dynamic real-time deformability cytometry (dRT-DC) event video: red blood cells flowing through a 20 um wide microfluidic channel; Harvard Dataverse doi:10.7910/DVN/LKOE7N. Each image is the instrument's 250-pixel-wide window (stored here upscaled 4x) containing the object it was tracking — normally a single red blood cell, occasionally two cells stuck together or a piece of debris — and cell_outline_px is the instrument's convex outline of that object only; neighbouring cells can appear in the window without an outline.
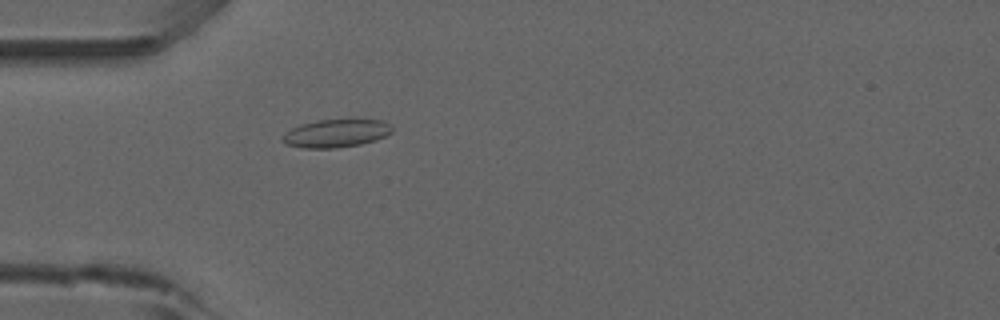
{"species": "common noctule bat (a hibernating species)", "species_latin": "Nyctalus noctula", "temperature_condition": "room temperature", "stored_images_in_passage": 53, "camera_frame_rate_fps": 3000, "um_per_image_px": 0.085, "animal": {"sex": "male", "forearm_length_mm": 52.5}, "frame": {"image": 1, "passage_image": 16, "time_ms": 5.0, "image_size_px": [1000, 320], "cell_outline_px": [[392, 132], [376, 140], [360, 144], [336, 148], [304, 148], [288, 144], [280, 140], [292, 128], [300, 124], [316, 120], [352, 116], [384, 120], [392, 128]], "centroid_in_image_um": [28.64, 11.27], "position_along_channel_um": 56.4, "area_um2": 18.61}}
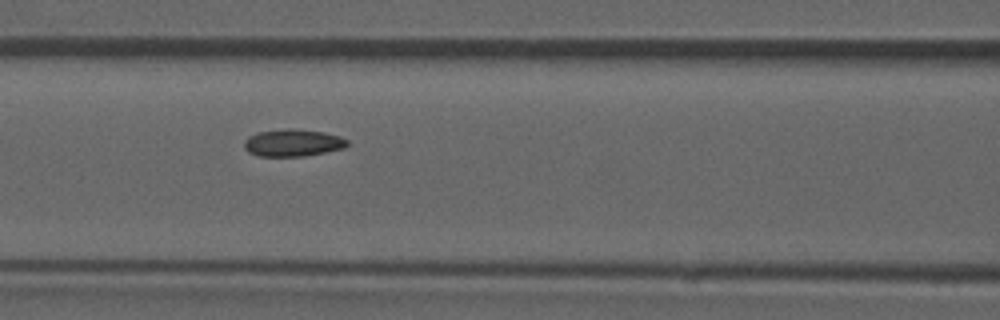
{"frame": {"image": 2, "passage_image": 23, "time_ms": 7.333, "image_size_px": [1000, 320], "cell_outline_px": [[348, 144], [344, 148], [304, 156], [256, 156], [248, 152], [244, 148], [244, 140], [248, 136], [260, 132], [288, 128], [292, 128], [324, 132], [340, 136], [348, 140]], "centroid_in_image_um": [24.88, 12.14], "position_along_channel_um": 141.7, "area_um2": 16.36}, "authors_computed_cell_mechanics": {"area_um2": 16.2996, "velocity_mm_per_s": 3.8899, "shape_relaxation_time_tau1_ms": null, "shape_relaxation_time_tau2_ms": 3.2293, "deformation_change_tau1": null, "deformation_change_tau2": 0.0688}}